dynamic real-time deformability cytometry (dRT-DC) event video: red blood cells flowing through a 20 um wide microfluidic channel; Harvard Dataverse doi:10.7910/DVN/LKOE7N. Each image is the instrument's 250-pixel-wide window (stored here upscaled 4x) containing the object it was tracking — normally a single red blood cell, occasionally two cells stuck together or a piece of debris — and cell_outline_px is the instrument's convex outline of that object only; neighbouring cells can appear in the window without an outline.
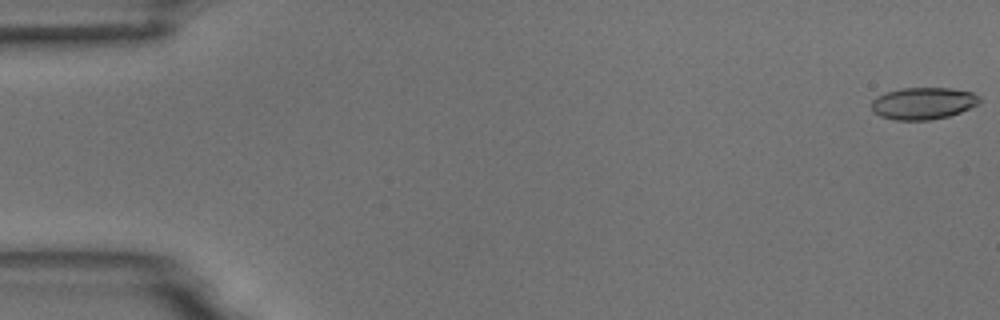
{"species": "common noctule bat (a hibernating species)", "species_latin": "Nyctalus noctula", "temperature_condition": "room temperature", "stored_images_in_passage": 55, "camera_frame_rate_fps": 3000, "um_per_image_px": 0.085, "animal": {"sex": "male", "body_mass_g": 18.8}, "frame": {"image": 1, "passage_image": 1, "time_ms": 0.0, "image_size_px": [1000, 320], "cell_outline_px": [[980, 104], [960, 112], [948, 116], [928, 120], [896, 120], [880, 116], [872, 112], [872, 100], [876, 96], [888, 92], [904, 88], [952, 88], [972, 92], [980, 96]], "centroid_in_image_um": [78.48, 8.78], "position_along_channel_um": 6.5, "area_um2": 20.17}}
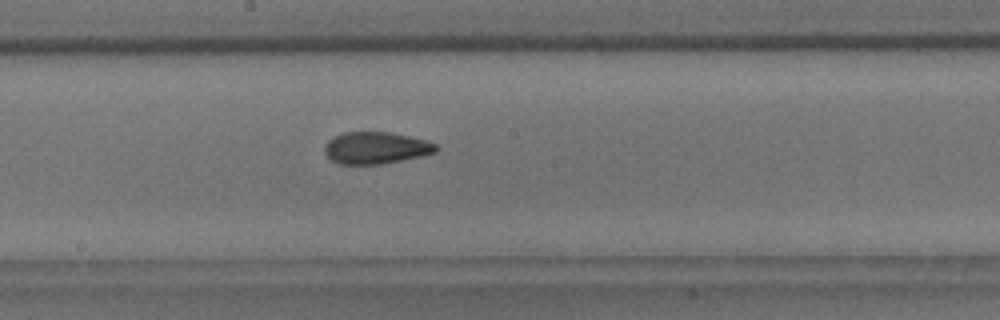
{"frame": {"image": 2, "passage_image": 30, "time_ms": 9.667, "image_size_px": [1000, 320], "cell_outline_px": [[440, 148], [436, 152], [424, 156], [380, 164], [340, 164], [332, 160], [324, 152], [324, 148], [328, 140], [344, 132], [388, 132], [408, 136], [424, 140], [436, 144]], "centroid_in_image_um": [31.97, 12.57], "position_along_channel_um": 216.2, "area_um2": 20.63}}
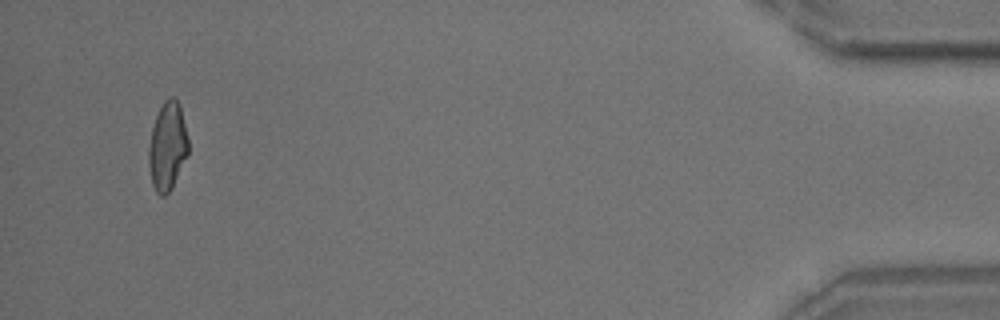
{"frame": {"image": 3, "passage_image": 53, "time_ms": 17.333, "image_size_px": [1000, 320], "cell_outline_px": [[188, 152], [172, 188], [164, 196], [160, 196], [156, 192], [152, 184], [148, 164], [148, 148], [152, 128], [156, 116], [164, 100], [168, 96], [176, 96], [180, 104], [188, 136]], "centroid_in_image_um": [14.23, 12.4], "position_along_channel_um": 421.0, "area_um2": 20.52}, "authors_computed_cell_mechanics": {"area_um2": 20.808, "velocity_mm_per_s": 3.6791, "shape_relaxation_time_tau1_ms": 10.5474, "shape_relaxation_time_tau2_ms": 1.9639, "deformation_change_tau1": 0.2084, "deformation_change_tau2": 0.0883}}